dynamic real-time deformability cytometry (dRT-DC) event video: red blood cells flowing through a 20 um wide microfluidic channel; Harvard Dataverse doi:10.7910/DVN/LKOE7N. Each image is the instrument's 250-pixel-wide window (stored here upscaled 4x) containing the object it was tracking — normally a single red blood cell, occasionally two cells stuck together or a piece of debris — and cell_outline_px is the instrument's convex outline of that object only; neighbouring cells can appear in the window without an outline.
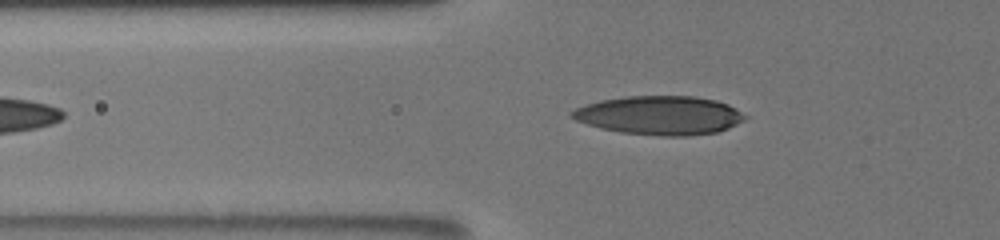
{"species": "human", "species_latin": "Homo sapiens", "temperature_condition": "room temperature", "stored_images_in_passage": 19, "camera_frame_rate_fps": 3000, "um_per_image_px": 0.085, "donor": {"sex": "male"}, "frame": {"image": 1, "passage_image": 8, "time_ms": 2.667, "image_size_px": [1000, 240], "cell_outline_px": [[748, 116], [744, 120], [728, 128], [716, 132], [688, 136], [664, 136], [620, 132], [600, 128], [576, 120], [568, 116], [568, 112], [584, 104], [600, 100], [628, 96], [696, 96], [716, 100], [728, 104], [736, 108]], "centroid_in_image_um": [56.06, 9.79], "position_along_channel_um": 69.7, "area_um2": 39.3}}
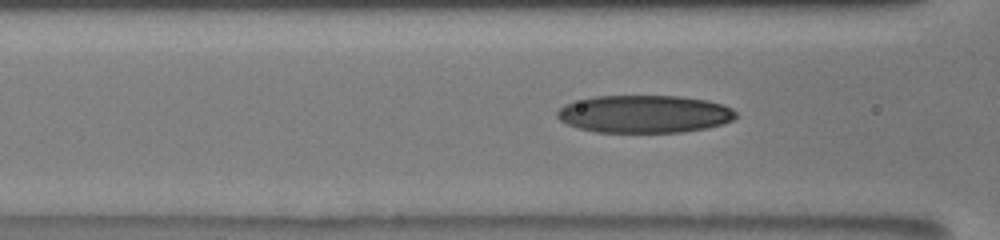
{"frame": {"image": 2, "passage_image": 14, "time_ms": 4.0, "image_size_px": [1000, 240], "cell_outline_px": [[736, 116], [732, 120], [724, 124], [708, 128], [684, 132], [596, 132], [576, 128], [560, 120], [556, 116], [556, 112], [564, 104], [596, 96], [680, 96], [708, 100], [724, 104], [732, 108], [736, 112]], "centroid_in_image_um": [54.8, 9.69], "position_along_channel_um": 111.8, "area_um2": 39.48}}